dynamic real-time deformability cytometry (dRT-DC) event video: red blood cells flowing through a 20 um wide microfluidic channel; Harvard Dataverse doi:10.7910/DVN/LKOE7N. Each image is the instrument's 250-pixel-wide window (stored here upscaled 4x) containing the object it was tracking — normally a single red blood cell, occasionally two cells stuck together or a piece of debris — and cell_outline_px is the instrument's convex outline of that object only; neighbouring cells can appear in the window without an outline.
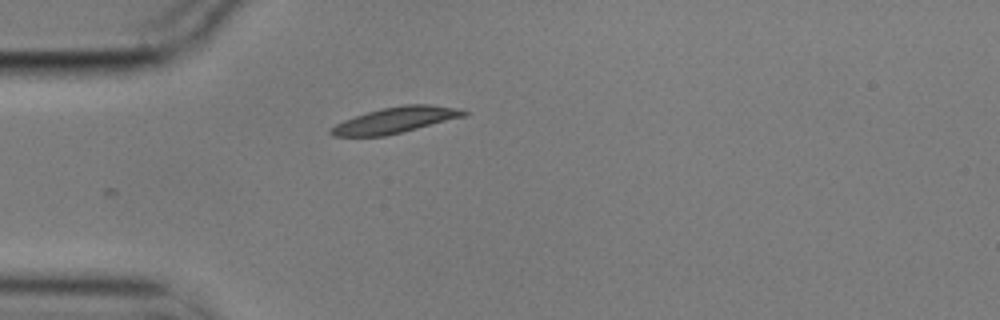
{"species": "common noctule bat (a hibernating species)", "species_latin": "Nyctalus noctula", "temperature_condition": "cold", "stored_images_in_passage": 1, "camera_frame_rate_fps": 3000, "um_per_image_px": 0.085, "animal": {"sex": "male", "body_mass_g": 17.9}, "frame": {"image": 1, "passage_image": 1, "time_ms": 0.0, "image_size_px": [1000, 320], "cell_outline_px": [[468, 116], [384, 136], [332, 136], [328, 132], [328, 128], [344, 120], [380, 108], [404, 104], [428, 104], [456, 108], [468, 112]], "centroid_in_image_um": [33.6, 10.2], "position_along_channel_um": 51.4, "area_um2": 20.06}}